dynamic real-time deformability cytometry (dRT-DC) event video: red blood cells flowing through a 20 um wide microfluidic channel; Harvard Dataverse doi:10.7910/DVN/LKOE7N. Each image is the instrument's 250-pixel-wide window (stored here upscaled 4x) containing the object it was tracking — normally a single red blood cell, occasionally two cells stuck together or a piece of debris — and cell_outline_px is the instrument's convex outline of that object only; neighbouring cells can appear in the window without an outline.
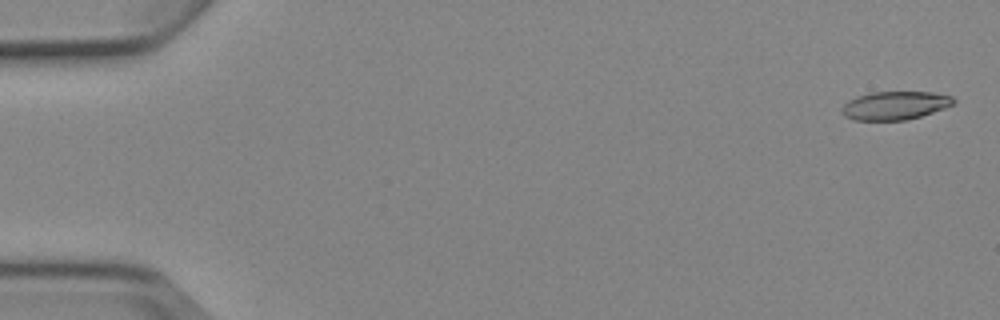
{"species": "Egyptian fruit bat (a non-hibernating species)", "species_latin": "Rousettus aegyptiacus", "temperature_condition": "cold", "stored_images_in_passage": 5, "segment_of_instrument_passage": [2, 2], "camera_frame_rate_fps": 3000, "um_per_image_px": 0.085, "animal": {"sex": "female"}, "frame": {"image": 1, "passage_image": 5, "time_ms": 5.667, "image_size_px": [1000, 320], "cell_outline_px": [[956, 104], [920, 116], [904, 120], [852, 120], [844, 116], [840, 112], [844, 104], [848, 100], [856, 96], [872, 92], [932, 92], [952, 96], [956, 100]], "centroid_in_image_um": [76.06, 8.96], "position_along_channel_um": 8.9, "area_um2": 18.55}}